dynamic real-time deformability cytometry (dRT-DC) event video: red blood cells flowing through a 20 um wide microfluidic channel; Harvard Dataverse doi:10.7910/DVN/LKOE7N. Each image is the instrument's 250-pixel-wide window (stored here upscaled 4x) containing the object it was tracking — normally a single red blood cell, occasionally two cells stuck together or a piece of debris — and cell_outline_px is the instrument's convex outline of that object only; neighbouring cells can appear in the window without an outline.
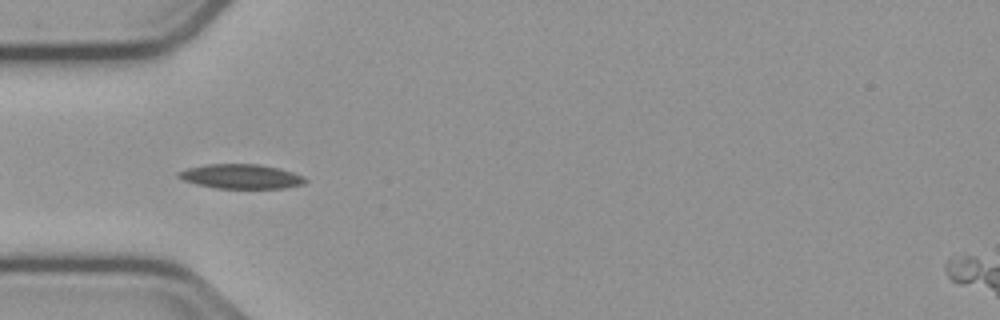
{"species": "common noctule bat (a hibernating species)", "species_latin": "Nyctalus noctula", "temperature_condition": "cold", "stored_images_in_passage": 13, "camera_frame_rate_fps": 3000, "um_per_image_px": 0.085, "animal": {"sex": "male", "body_mass_g": 23.1, "forearm_length_mm": 52.7}, "frame": {"image": 1, "passage_image": 3, "time_ms": 0.667, "image_size_px": [1000, 320], "cell_outline_px": [[308, 180], [304, 184], [284, 188], [216, 188], [196, 184], [184, 180], [176, 176], [176, 172], [188, 168], [208, 164], [260, 164], [280, 168], [304, 176]], "centroid_in_image_um": [20.5, 14.99], "position_along_channel_um": 64.5, "area_um2": 18.15}}
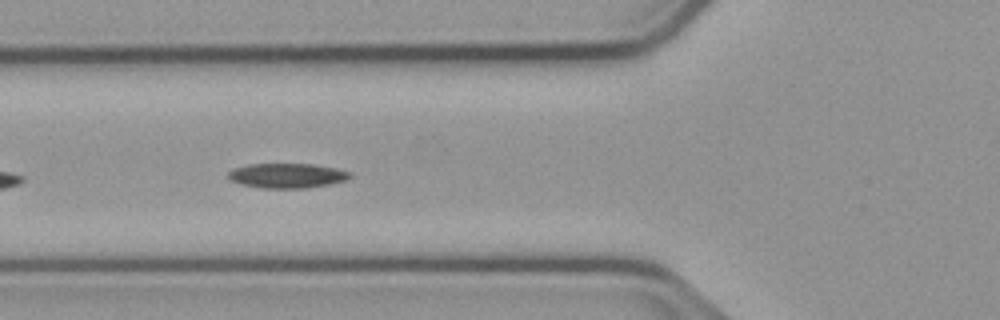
{"frame": {"image": 2, "passage_image": 6, "time_ms": 1.667, "image_size_px": [1000, 320], "cell_outline_px": [[352, 176], [348, 180], [308, 188], [264, 188], [240, 184], [228, 180], [228, 172], [236, 168], [248, 164], [312, 164], [336, 168], [348, 172]], "centroid_in_image_um": [24.39, 14.93], "position_along_channel_um": 101.4, "area_um2": 17.51}}